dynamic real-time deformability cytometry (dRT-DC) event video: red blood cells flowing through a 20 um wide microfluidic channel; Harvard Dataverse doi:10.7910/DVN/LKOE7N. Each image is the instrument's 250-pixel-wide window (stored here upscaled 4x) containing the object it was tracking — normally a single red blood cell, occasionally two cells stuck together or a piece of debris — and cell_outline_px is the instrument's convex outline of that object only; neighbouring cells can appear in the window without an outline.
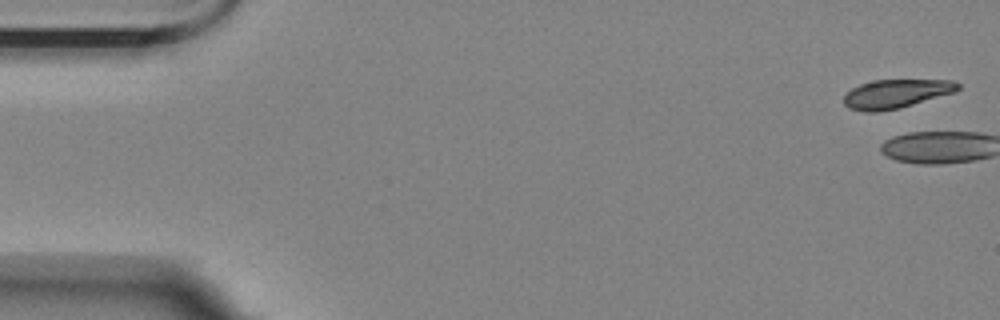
{"species": "Egyptian fruit bat (a non-hibernating species)", "species_latin": "Rousettus aegyptiacus", "temperature_condition": "room temperature", "stored_images_in_passage": 5, "camera_frame_rate_fps": 3000, "um_per_image_px": 0.085, "animal": {"sex": "female"}, "frame": {"image": 1, "passage_image": 1, "time_ms": 0.0, "image_size_px": [1000, 320], "cell_outline_px": [[960, 88], [952, 92], [896, 108], [880, 112], [864, 112], [848, 108], [844, 104], [844, 96], [852, 88], [860, 84], [872, 80], [952, 80], [960, 84]], "centroid_in_image_um": [76.09, 7.96], "position_along_channel_um": 8.9, "area_um2": 18.73}}